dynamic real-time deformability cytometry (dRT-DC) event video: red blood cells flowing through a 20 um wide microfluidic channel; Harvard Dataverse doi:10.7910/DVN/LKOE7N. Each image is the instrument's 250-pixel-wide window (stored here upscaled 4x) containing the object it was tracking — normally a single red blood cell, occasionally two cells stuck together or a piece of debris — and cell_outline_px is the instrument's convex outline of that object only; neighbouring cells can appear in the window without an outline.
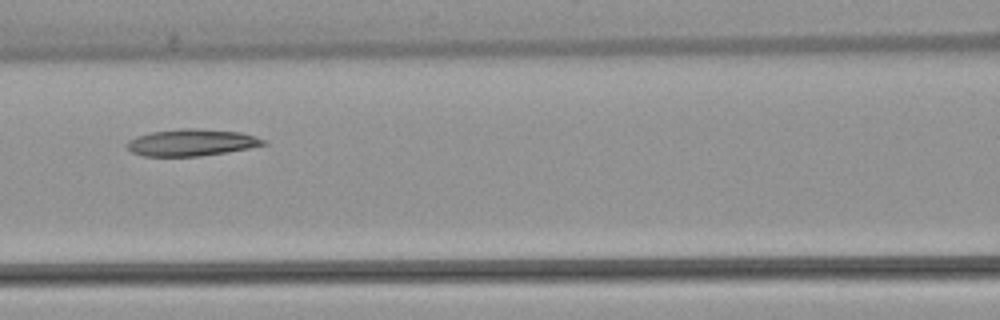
{"species": "common noctule bat (a hibernating species)", "species_latin": "Nyctalus noctula", "temperature_condition": "warm", "stored_images_in_passage": 6, "segment_of_instrument_passage": [1, 2], "camera_frame_rate_fps": 3000, "um_per_image_px": 0.085, "animal": {"sex": "female", "body_mass_g": 22.7, "forearm_length_mm": 54.2}, "frame": {"image": 1, "passage_image": 3, "time_ms": 2.333, "image_size_px": [1000, 320], "cell_outline_px": [[268, 144], [228, 152], [200, 156], [144, 156], [132, 152], [124, 144], [128, 140], [136, 136], [152, 132], [180, 128], [196, 128], [240, 132], [256, 136], [268, 140]], "centroid_in_image_um": [16.3, 12.11], "position_along_channel_um": 150.3, "area_um2": 21.5}}
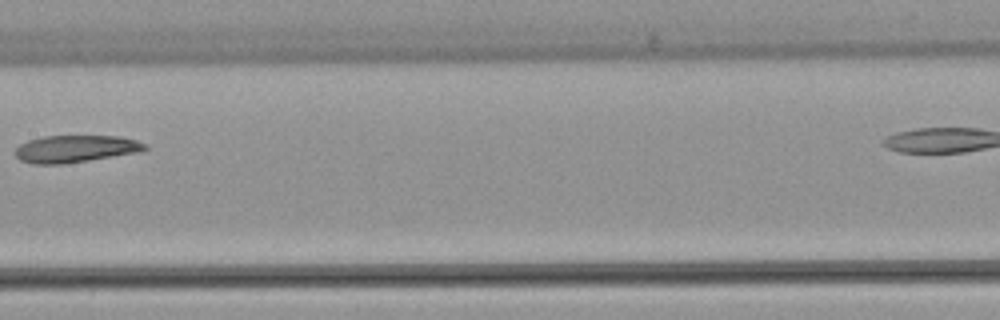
{"frame": {"image": 2, "passage_image": 4, "time_ms": 3.667, "image_size_px": [1000, 320], "cell_outline_px": [[148, 148], [140, 152], [64, 164], [32, 164], [20, 160], [12, 152], [20, 144], [28, 140], [44, 136], [120, 136], [136, 140], [148, 144]], "centroid_in_image_um": [6.41, 12.65], "position_along_channel_um": 201.0, "area_um2": 20.75}}
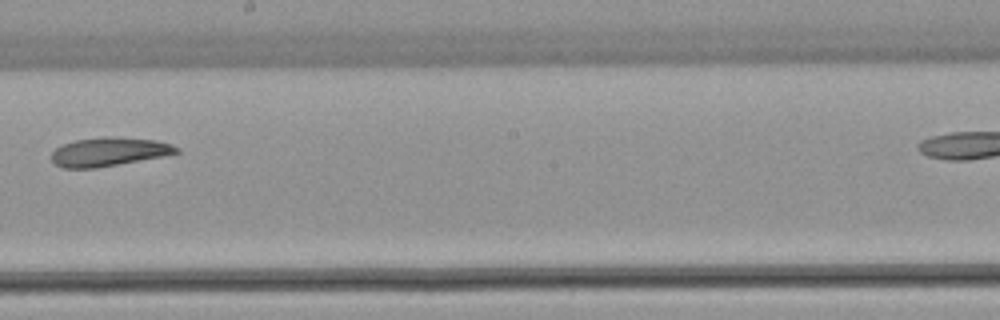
{"frame": {"image": 3, "passage_image": 5, "time_ms": 4.667, "image_size_px": [1000, 320], "cell_outline_px": [[180, 152], [160, 156], [96, 168], [64, 168], [56, 164], [52, 160], [52, 152], [56, 148], [64, 144], [76, 140], [104, 136], [108, 136], [156, 140], [172, 144], [180, 148]], "centroid_in_image_um": [9.26, 12.89], "position_along_channel_um": 238.9, "area_um2": 20.63}}